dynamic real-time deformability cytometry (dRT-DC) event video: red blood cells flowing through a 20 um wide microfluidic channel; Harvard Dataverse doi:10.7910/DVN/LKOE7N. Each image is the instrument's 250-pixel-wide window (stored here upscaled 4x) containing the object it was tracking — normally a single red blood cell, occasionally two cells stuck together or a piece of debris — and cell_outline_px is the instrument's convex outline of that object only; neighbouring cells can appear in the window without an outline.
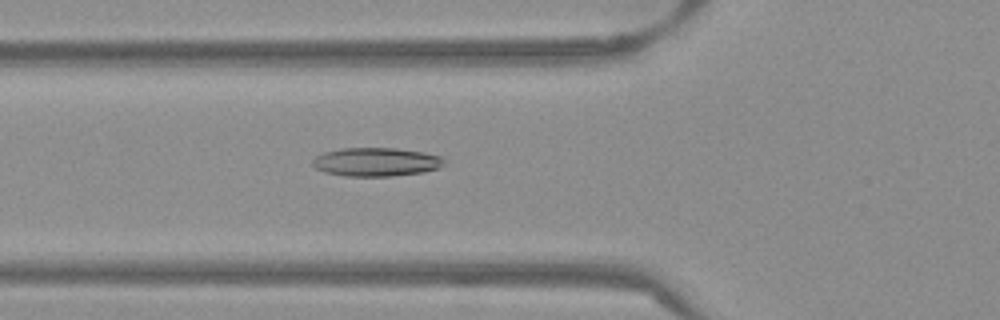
{"species": "Egyptian fruit bat (a non-hibernating species)", "species_latin": "Rousettus aegyptiacus", "temperature_condition": "warm", "stored_images_in_passage": 54, "camera_frame_rate_fps": 3000, "um_per_image_px": 0.085, "frame": {"image": 1, "passage_image": 20, "time_ms": 6.333, "image_size_px": [1000, 320], "cell_outline_px": [[444, 164], [440, 168], [424, 172], [392, 176], [344, 176], [324, 172], [316, 168], [312, 164], [312, 160], [316, 156], [324, 152], [340, 148], [396, 148], [424, 152], [440, 156], [444, 160]], "centroid_in_image_um": [31.97, 13.76], "position_along_channel_um": 93.8, "area_um2": 22.08}}
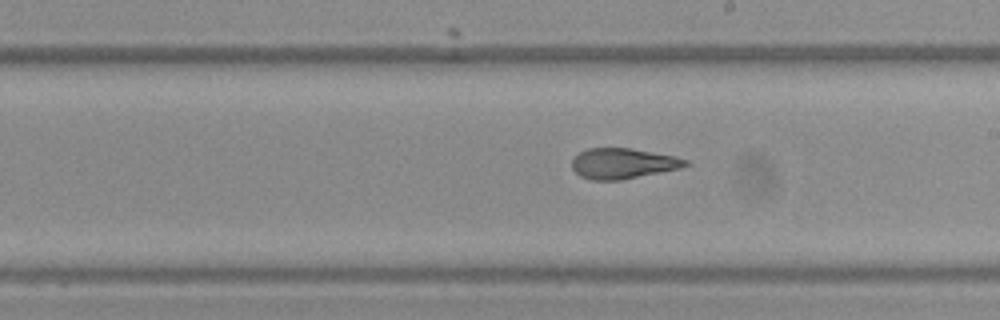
{"frame": {"image": 2, "passage_image": 31, "time_ms": 10.0, "image_size_px": [1000, 320], "cell_outline_px": [[692, 164], [680, 168], [620, 180], [592, 180], [580, 176], [572, 168], [572, 160], [580, 152], [588, 148], [632, 148], [676, 156], [688, 160]], "centroid_in_image_um": [52.98, 13.89], "position_along_channel_um": 236.0, "area_um2": 20.17}}
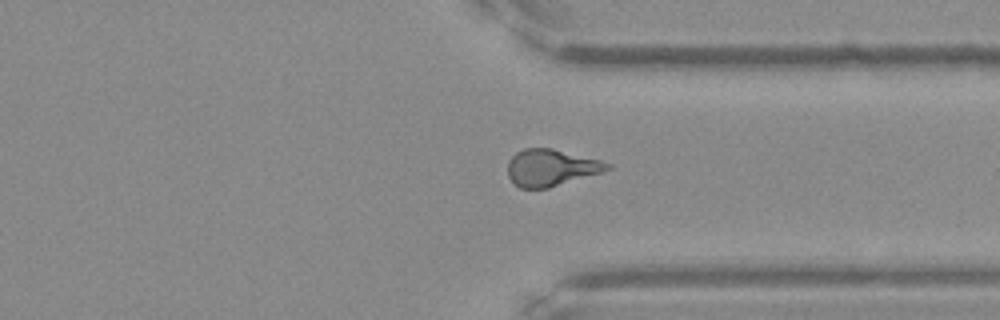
{"frame": {"image": 3, "passage_image": 41, "time_ms": 13.333, "image_size_px": [1000, 320], "cell_outline_px": [[612, 168], [600, 172], [548, 188], [520, 188], [508, 176], [508, 160], [516, 152], [524, 148], [552, 148], [600, 160], [612, 164]], "centroid_in_image_um": [46.82, 14.24], "position_along_channel_um": 364.6, "area_um2": 21.1}, "authors_computed_cell_mechanics": {"area_um2": 21.1837, "velocity_mm_per_s": 3.8555, "shape_relaxation_time_tau1_ms": null, "shape_relaxation_time_tau2_ms": 1.9467, "deformation_change_tau1": null, "deformation_change_tau2": 0.1081}}